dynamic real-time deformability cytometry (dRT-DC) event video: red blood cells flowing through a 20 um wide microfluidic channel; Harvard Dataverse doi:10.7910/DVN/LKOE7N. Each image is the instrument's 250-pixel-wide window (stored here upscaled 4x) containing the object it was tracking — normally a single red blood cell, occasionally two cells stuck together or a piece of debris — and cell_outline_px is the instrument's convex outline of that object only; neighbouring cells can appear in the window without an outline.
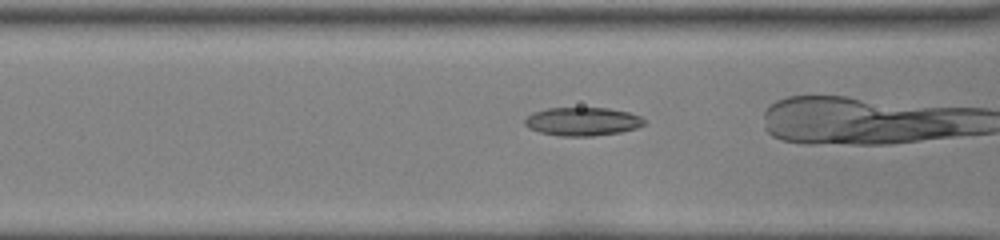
{"species": "common noctule bat (a hibernating species)", "species_latin": "Nyctalus noctula", "temperature_condition": "room temperature", "stored_images_in_passage": 41, "camera_frame_rate_fps": 3000, "um_per_image_px": 0.085, "animal": {"sex": "female", "body_mass_g": 22.0, "forearm_length_mm": 56.7}, "frame": {"image": 1, "passage_image": 21, "time_ms": 6.667, "image_size_px": [1000, 240], "cell_outline_px": [[644, 124], [636, 128], [620, 132], [592, 136], [560, 136], [540, 132], [528, 128], [524, 124], [524, 120], [532, 112], [548, 108], [608, 108], [628, 112], [640, 116], [644, 120]], "centroid_in_image_um": [49.48, 10.32], "position_along_channel_um": 117.1, "area_um2": 19.71}}
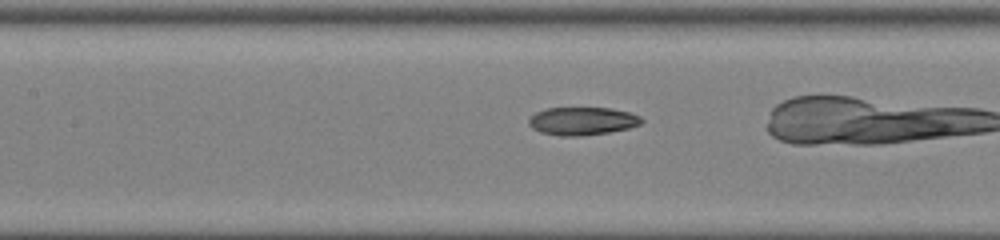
{"frame": {"image": 2, "passage_image": 24, "time_ms": 7.667, "image_size_px": [1000, 240], "cell_outline_px": [[644, 120], [640, 124], [628, 128], [608, 132], [580, 136], [560, 136], [540, 132], [532, 128], [528, 124], [528, 116], [536, 112], [548, 108], [612, 108], [628, 112], [640, 116]], "centroid_in_image_um": [49.46, 10.29], "position_along_channel_um": 157.9, "area_um2": 18.44}}
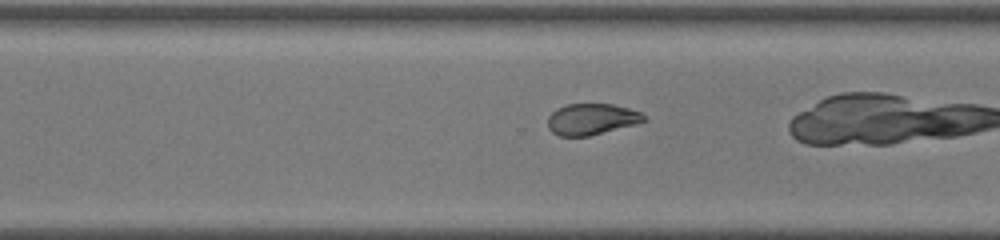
{"frame": {"image": 3, "passage_image": 36, "time_ms": 11.667, "image_size_px": [1000, 240], "cell_outline_px": [[648, 120], [636, 124], [588, 136], [560, 136], [552, 132], [548, 128], [548, 116], [556, 108], [564, 104], [612, 104], [628, 108], [640, 112]], "centroid_in_image_um": [50.26, 10.12], "position_along_channel_um": 320.3, "area_um2": 17.51}}